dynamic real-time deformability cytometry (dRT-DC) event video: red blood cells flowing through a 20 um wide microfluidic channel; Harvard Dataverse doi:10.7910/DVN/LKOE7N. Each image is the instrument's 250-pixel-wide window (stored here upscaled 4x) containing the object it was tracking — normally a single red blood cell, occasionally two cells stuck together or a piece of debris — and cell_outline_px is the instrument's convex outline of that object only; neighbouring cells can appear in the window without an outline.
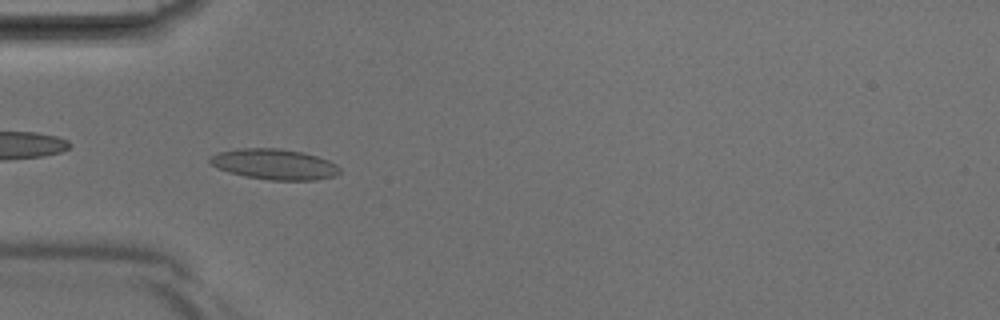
{"species": "Egyptian fruit bat (a non-hibernating species)", "species_latin": "Rousettus aegyptiacus", "temperature_condition": "room temperature", "stored_images_in_passage": 40, "camera_frame_rate_fps": 3000, "um_per_image_px": 0.085, "animal": {"sex": "male"}, "frame": {"image": 1, "passage_image": 12, "time_ms": 3.667, "image_size_px": [1000, 320], "cell_outline_px": [[340, 172], [336, 176], [316, 180], [268, 180], [244, 176], [228, 172], [216, 168], [208, 160], [212, 156], [220, 152], [240, 148], [280, 148], [300, 152], [316, 156], [328, 160], [336, 164], [340, 168]], "centroid_in_image_um": [23.33, 13.97], "position_along_channel_um": 61.7, "area_um2": 23.12}}
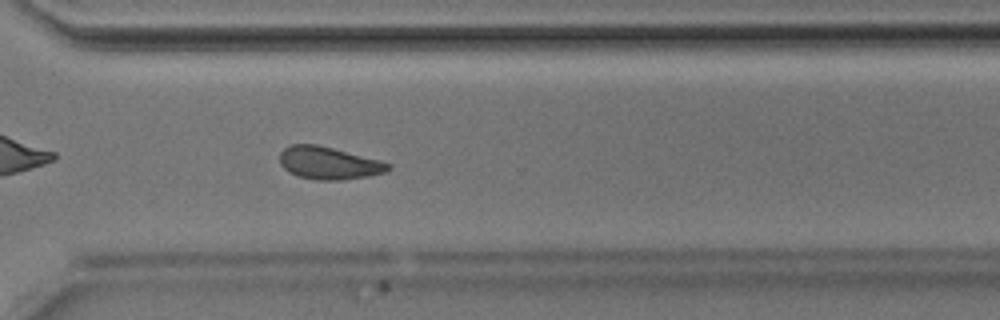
{"frame": {"image": 2, "passage_image": 29, "time_ms": 9.333, "image_size_px": [1000, 320], "cell_outline_px": [[392, 168], [384, 172], [368, 176], [340, 180], [316, 180], [296, 176], [288, 172], [280, 164], [280, 152], [284, 148], [292, 144], [316, 144], [380, 160], [392, 164]], "centroid_in_image_um": [27.93, 13.86], "position_along_channel_um": 342.7, "area_um2": 20.58}}
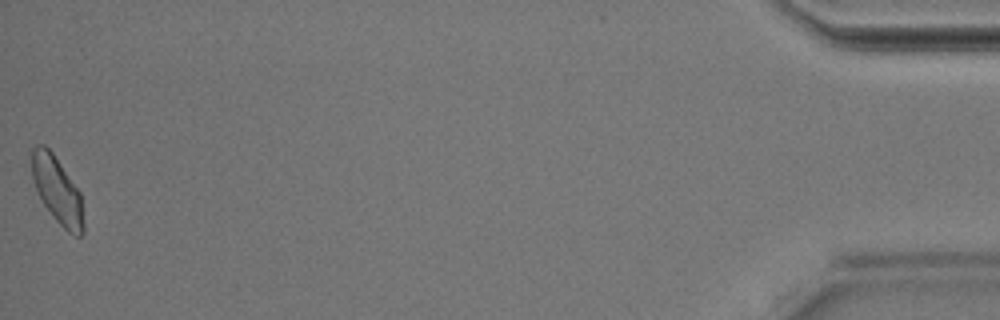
{"frame": {"image": 3, "passage_image": 40, "time_ms": 13.0, "image_size_px": [1000, 320], "cell_outline_px": [[84, 232], [80, 236], [76, 236], [68, 232], [56, 220], [44, 204], [36, 192], [32, 176], [32, 148], [36, 144], [44, 144], [52, 152], [80, 192], [84, 224]], "centroid_in_image_um": [4.86, 16.17], "position_along_channel_um": 430.3, "area_um2": 19.94}}